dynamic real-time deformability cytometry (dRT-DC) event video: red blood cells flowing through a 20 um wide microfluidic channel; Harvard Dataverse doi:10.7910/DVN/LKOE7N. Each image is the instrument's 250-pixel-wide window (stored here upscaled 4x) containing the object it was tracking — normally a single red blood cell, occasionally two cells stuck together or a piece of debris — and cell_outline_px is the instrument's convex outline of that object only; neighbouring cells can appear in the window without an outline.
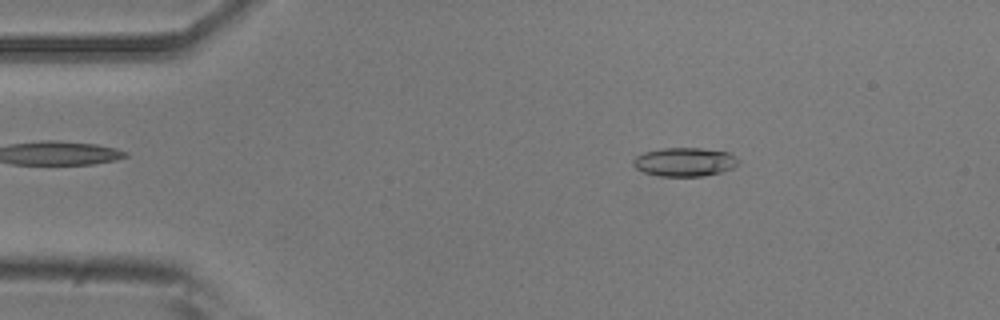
{"species": "common noctule bat (a hibernating species)", "species_latin": "Nyctalus noctula", "temperature_condition": "room temperature", "stored_images_in_passage": 47, "camera_frame_rate_fps": 3000, "um_per_image_px": 0.085, "animal": {"sex": "male", "body_mass_g": 20.5, "forearm_length_mm": 52.5}, "frame": {"image": 1, "passage_image": 3, "time_ms": 0.667, "image_size_px": [1000, 320], "cell_outline_px": [[740, 160], [732, 168], [720, 172], [704, 176], [660, 176], [644, 172], [636, 168], [632, 164], [632, 160], [636, 156], [644, 152], [660, 148], [700, 148], [728, 152], [736, 156]], "centroid_in_image_um": [58.18, 13.76], "position_along_channel_um": 26.8, "area_um2": 17.63}}
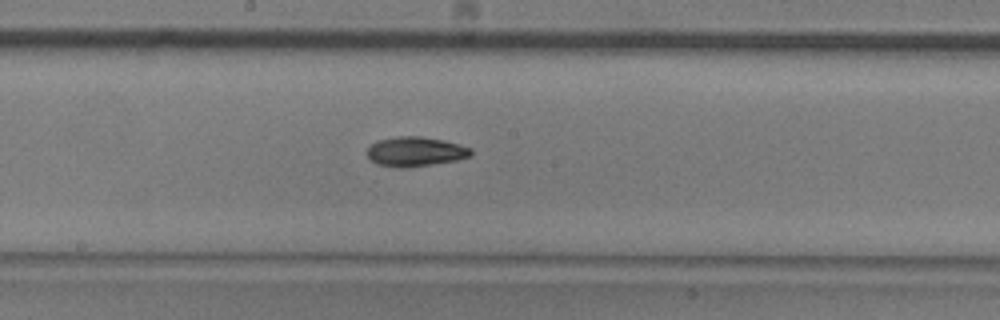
{"frame": {"image": 2, "passage_image": 22, "time_ms": 7.0, "image_size_px": [1000, 320], "cell_outline_px": [[472, 156], [456, 160], [432, 164], [404, 168], [400, 168], [376, 164], [368, 156], [368, 148], [376, 140], [400, 136], [420, 136], [444, 140], [460, 144], [472, 148]], "centroid_in_image_um": [35.33, 12.88], "position_along_channel_um": 212.9, "area_um2": 17.92}}
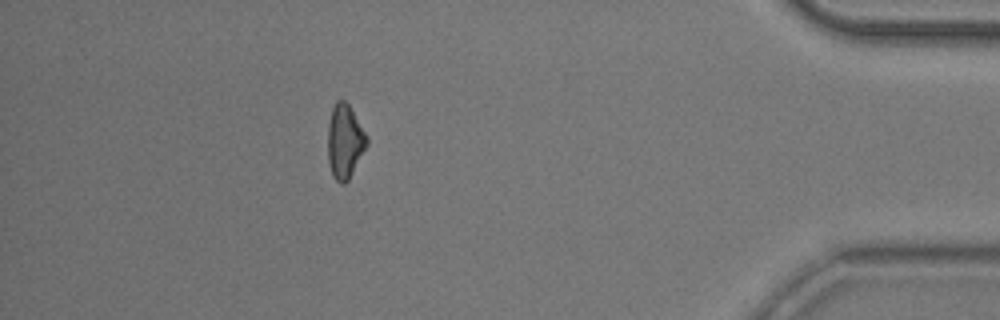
{"frame": {"image": 3, "passage_image": 41, "time_ms": 13.333, "image_size_px": [1000, 320], "cell_outline_px": [[368, 144], [348, 180], [344, 184], [340, 184], [332, 176], [328, 164], [328, 124], [332, 108], [336, 100], [344, 100], [348, 104], [368, 136]], "centroid_in_image_um": [29.3, 12.03], "position_along_channel_um": 405.9, "area_um2": 16.88}, "authors_computed_cell_mechanics": {"area_um2": 17.051, "velocity_mm_per_s": 3.838, "shape_relaxation_time_tau1_ms": 4.1242, "shape_relaxation_time_tau2_ms": null, "deformation_change_tau1": 0.128, "deformation_change_tau2": null}}